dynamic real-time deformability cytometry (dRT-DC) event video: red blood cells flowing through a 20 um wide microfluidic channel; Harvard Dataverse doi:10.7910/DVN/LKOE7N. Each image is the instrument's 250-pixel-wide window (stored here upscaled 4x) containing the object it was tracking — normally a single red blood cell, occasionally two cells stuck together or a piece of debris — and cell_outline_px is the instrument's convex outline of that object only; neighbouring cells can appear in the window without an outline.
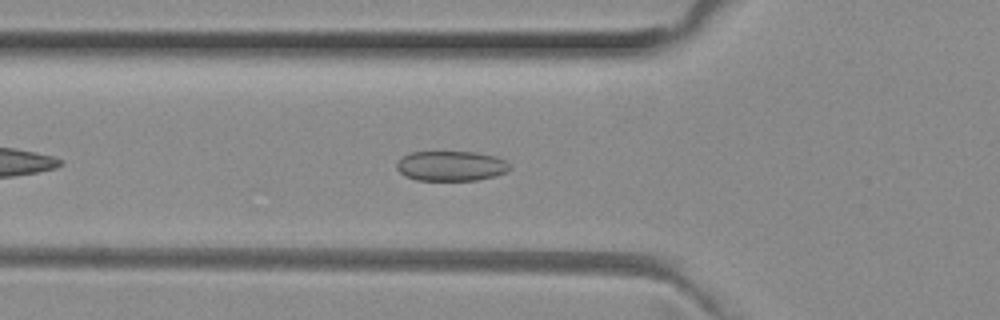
{"species": "common noctule bat (a hibernating species)", "species_latin": "Nyctalus noctula", "temperature_condition": "room temperature", "stored_images_in_passage": 42, "camera_frame_rate_fps": 3000, "um_per_image_px": 0.085, "animal": {"sex": "female", "body_mass_g": 29.2, "forearm_length_mm": 56.3}, "frame": {"image": 1, "passage_image": 8, "time_ms": 2.333, "image_size_px": [1000, 320], "cell_outline_px": [[512, 168], [508, 172], [476, 180], [416, 180], [404, 176], [396, 168], [396, 164], [404, 156], [412, 152], [476, 152], [496, 156], [512, 164]], "centroid_in_image_um": [38.38, 14.1], "position_along_channel_um": 87.4, "area_um2": 19.83}}
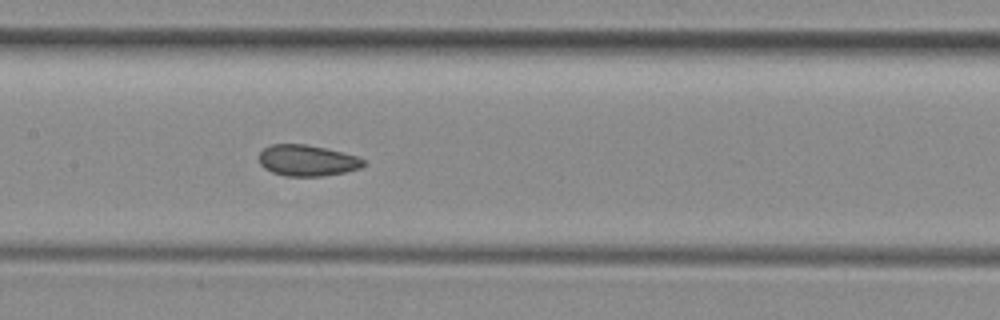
{"frame": {"image": 2, "passage_image": 15, "time_ms": 4.667, "image_size_px": [1000, 320], "cell_outline_px": [[364, 168], [344, 172], [320, 176], [284, 176], [272, 172], [264, 168], [260, 164], [260, 152], [264, 148], [272, 144], [304, 144], [324, 148], [356, 156], [364, 160]], "centroid_in_image_um": [26.1, 13.65], "position_along_channel_um": 181.3, "area_um2": 18.79}}
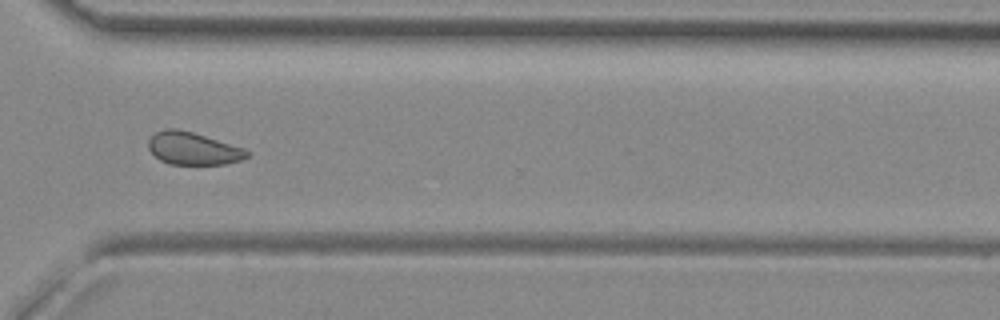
{"frame": {"image": 3, "passage_image": 28, "time_ms": 9.0, "image_size_px": [1000, 320], "cell_outline_px": [[252, 152], [248, 156], [240, 160], [224, 164], [168, 164], [160, 160], [148, 148], [148, 140], [156, 132], [168, 128], [176, 128], [192, 132], [244, 148]], "centroid_in_image_um": [16.41, 12.62], "position_along_channel_um": 354.2, "area_um2": 18.55}, "authors_computed_cell_mechanics": {"area_um2": 19.4497, "velocity_mm_per_s": 4.0023, "shape_relaxation_time_tau1_ms": null, "shape_relaxation_time_tau2_ms": 1.1905, "deformation_change_tau1": null, "deformation_change_tau2": 0.061}}